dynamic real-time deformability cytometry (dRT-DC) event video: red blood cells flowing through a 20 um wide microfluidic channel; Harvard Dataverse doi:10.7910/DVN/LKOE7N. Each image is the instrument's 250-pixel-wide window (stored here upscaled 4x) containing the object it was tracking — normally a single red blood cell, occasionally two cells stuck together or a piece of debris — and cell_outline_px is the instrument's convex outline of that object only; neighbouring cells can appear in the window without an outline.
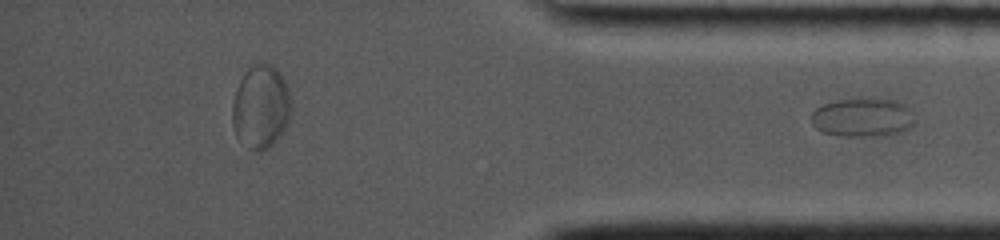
{"species": "common noctule bat (a hibernating species)", "species_latin": "Nyctalus noctula", "temperature_condition": "cold", "stored_images_in_passage": 44, "segment_of_instrument_passage": [2, 2], "camera_frame_rate_fps": 5000, "um_per_image_px": 0.085, "animal": {"sex": "female", "body_mass_g": 19.0, "forearm_length_mm": 53.3}, "frame": {"image": 1, "passage_image": 44, "time_ms": 12.8, "image_size_px": [1000, 240], "cell_outline_px": [[916, 120], [908, 128], [900, 132], [884, 136], [840, 136], [824, 132], [816, 128], [812, 124], [812, 112], [816, 108], [824, 104], [836, 100], [868, 96], [872, 96], [896, 100], [904, 104], [916, 116]], "centroid_in_image_um": [73.36, 9.95], "position_along_channel_um": 361.8, "area_um2": 24.04}}